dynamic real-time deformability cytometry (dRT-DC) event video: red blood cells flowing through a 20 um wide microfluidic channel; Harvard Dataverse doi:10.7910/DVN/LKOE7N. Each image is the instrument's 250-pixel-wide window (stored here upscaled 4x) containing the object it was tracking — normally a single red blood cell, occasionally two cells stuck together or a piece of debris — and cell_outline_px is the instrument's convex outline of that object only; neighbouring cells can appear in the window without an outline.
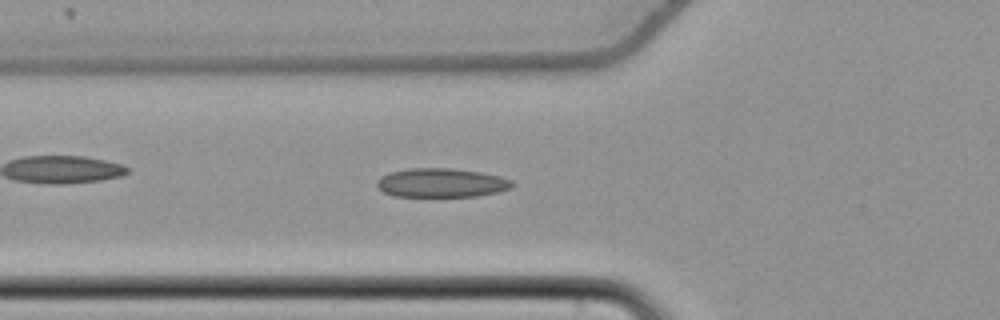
{"species": "common noctule bat (a hibernating species)", "species_latin": "Nyctalus noctula", "temperature_condition": "cold", "stored_images_in_passage": 40, "camera_frame_rate_fps": 3000, "um_per_image_px": 0.085, "animal": {"sex": "female", "body_mass_g": 22.7, "forearm_length_mm": 54.2}, "frame": {"image": 1, "passage_image": 6, "time_ms": 1.667, "image_size_px": [1000, 320], "cell_outline_px": [[512, 188], [500, 192], [476, 196], [392, 196], [376, 188], [376, 180], [380, 176], [388, 172], [408, 168], [452, 168], [480, 172], [500, 176], [512, 180]], "centroid_in_image_um": [37.48, 15.53], "position_along_channel_um": 88.3, "area_um2": 23.12}}
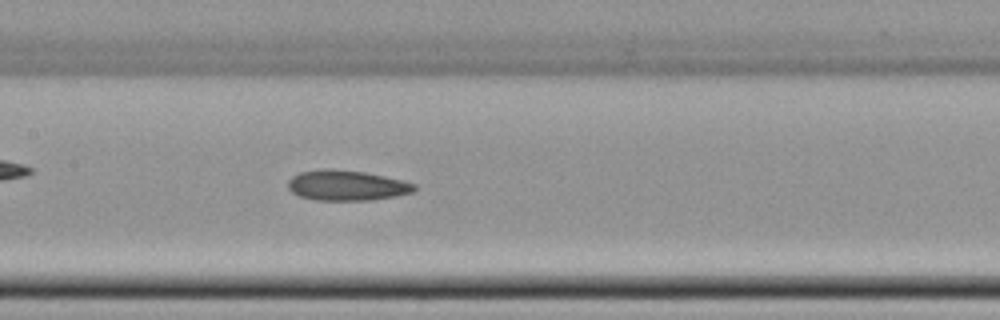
{"frame": {"image": 2, "passage_image": 13, "time_ms": 4.0, "image_size_px": [1000, 320], "cell_outline_px": [[416, 188], [412, 192], [396, 196], [368, 200], [316, 200], [300, 196], [292, 192], [288, 188], [288, 180], [292, 176], [300, 172], [324, 168], [364, 172], [404, 180], [416, 184]], "centroid_in_image_um": [29.46, 15.75], "position_along_channel_um": 177.9, "area_um2": 22.25}}
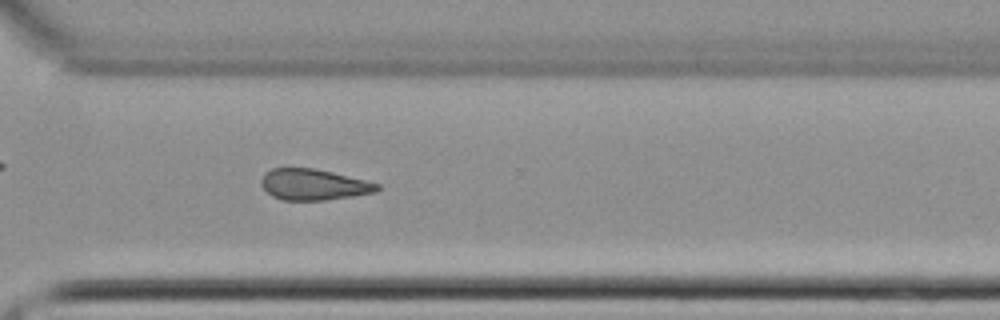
{"frame": {"image": 3, "passage_image": 26, "time_ms": 8.333, "image_size_px": [1000, 320], "cell_outline_px": [[380, 188], [376, 192], [352, 196], [324, 200], [280, 200], [272, 196], [260, 184], [260, 180], [264, 172], [272, 168], [316, 168], [368, 180], [380, 184]], "centroid_in_image_um": [26.66, 15.68], "position_along_channel_um": 343.9, "area_um2": 21.21}}